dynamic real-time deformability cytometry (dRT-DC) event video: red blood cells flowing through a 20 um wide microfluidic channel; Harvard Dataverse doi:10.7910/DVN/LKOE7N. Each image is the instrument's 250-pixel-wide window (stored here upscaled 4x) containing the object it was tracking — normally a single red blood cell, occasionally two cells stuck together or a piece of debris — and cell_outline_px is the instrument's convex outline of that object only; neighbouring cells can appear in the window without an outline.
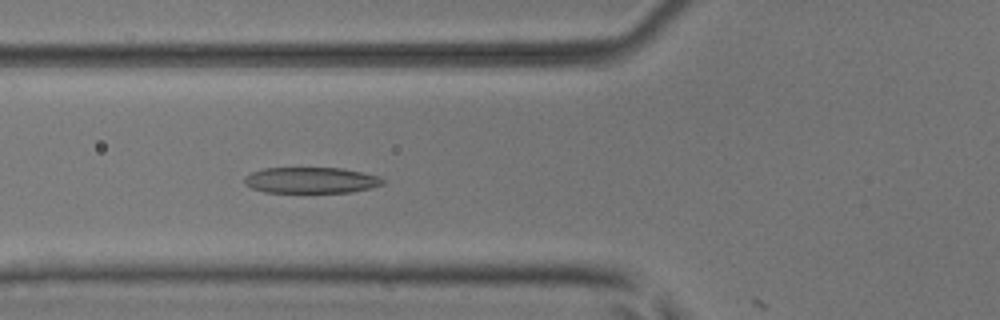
{"species": "common noctule bat (a hibernating species)", "species_latin": "Nyctalus noctula", "temperature_condition": "room temperature", "stored_images_in_passage": 20, "camera_frame_rate_fps": 3000, "um_per_image_px": 0.085, "animal": {"sex": "male", "body_mass_g": 17.9, "forearm_length_mm": 54.2}, "frame": {"image": 1, "passage_image": 19, "time_ms": 6.0, "image_size_px": [1000, 320], "cell_outline_px": [[384, 184], [352, 192], [264, 192], [252, 188], [244, 184], [244, 176], [252, 172], [264, 168], [340, 168], [380, 176], [384, 180]], "centroid_in_image_um": [26.41, 15.32], "position_along_channel_um": 99.4, "area_um2": 20.87}}